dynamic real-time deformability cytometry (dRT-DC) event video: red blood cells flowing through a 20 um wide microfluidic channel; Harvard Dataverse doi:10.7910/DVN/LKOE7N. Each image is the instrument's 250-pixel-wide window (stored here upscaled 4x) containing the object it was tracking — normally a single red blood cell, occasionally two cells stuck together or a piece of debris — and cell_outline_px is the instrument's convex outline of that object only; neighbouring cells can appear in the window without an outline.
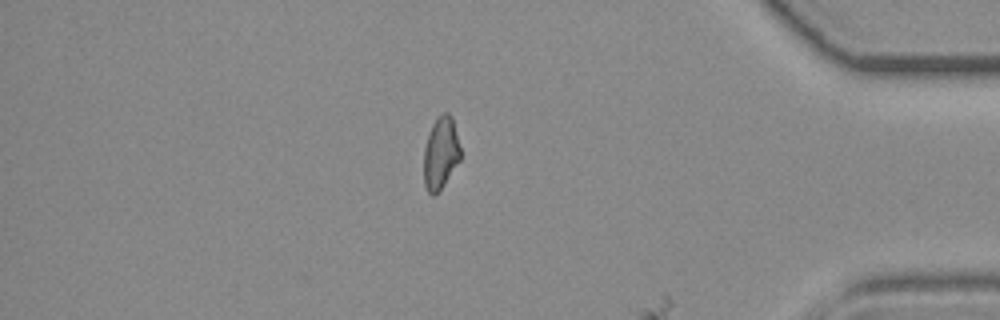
{"species": "common noctule bat (a hibernating species)", "species_latin": "Nyctalus noctula", "temperature_condition": "room temperature", "stored_images_in_passage": 32, "camera_frame_rate_fps": 3000, "um_per_image_px": 0.085, "animal": {"sex": "female", "body_mass_g": 19.3, "forearm_length_mm": 54.1}, "frame": {"image": 1, "passage_image": 28, "time_ms": 9.0, "image_size_px": [1000, 320], "cell_outline_px": [[460, 160], [444, 184], [432, 196], [428, 192], [424, 184], [424, 148], [432, 124], [444, 112], [448, 112], [452, 116], [460, 148]], "centroid_in_image_um": [37.46, 13.01], "position_along_channel_um": 397.7, "area_um2": 15.14}}